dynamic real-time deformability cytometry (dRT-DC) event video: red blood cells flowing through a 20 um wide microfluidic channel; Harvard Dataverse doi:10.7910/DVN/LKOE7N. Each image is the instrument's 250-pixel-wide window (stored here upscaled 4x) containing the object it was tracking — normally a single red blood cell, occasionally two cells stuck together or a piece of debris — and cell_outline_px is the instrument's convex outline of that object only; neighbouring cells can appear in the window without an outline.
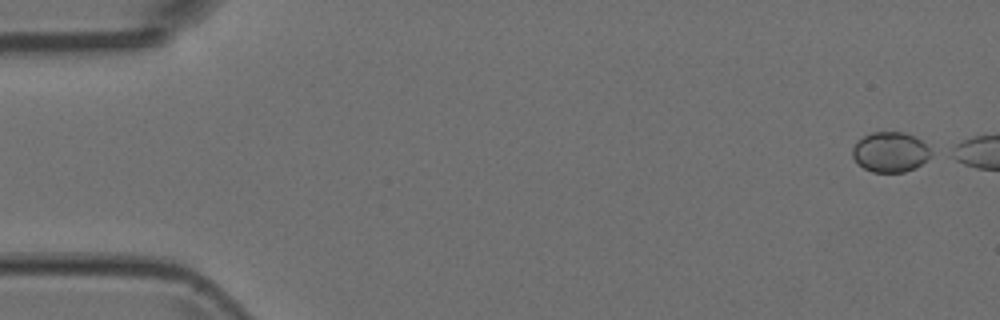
{"species": "Egyptian fruit bat (a non-hibernating species)", "species_latin": "Rousettus aegyptiacus", "temperature_condition": "room temperature", "stored_images_in_passage": 3, "camera_frame_rate_fps": 3000, "um_per_image_px": 0.085, "animal": {"sex": "female"}, "frame": {"image": 1, "passage_image": 1, "time_ms": 0.0, "image_size_px": [1000, 320], "cell_outline_px": [[932, 156], [916, 168], [904, 172], [872, 172], [864, 168], [852, 156], [852, 148], [864, 136], [872, 132], [904, 132], [920, 140], [932, 152]], "centroid_in_image_um": [75.69, 12.94], "position_along_channel_um": 9.3, "area_um2": 18.15}}